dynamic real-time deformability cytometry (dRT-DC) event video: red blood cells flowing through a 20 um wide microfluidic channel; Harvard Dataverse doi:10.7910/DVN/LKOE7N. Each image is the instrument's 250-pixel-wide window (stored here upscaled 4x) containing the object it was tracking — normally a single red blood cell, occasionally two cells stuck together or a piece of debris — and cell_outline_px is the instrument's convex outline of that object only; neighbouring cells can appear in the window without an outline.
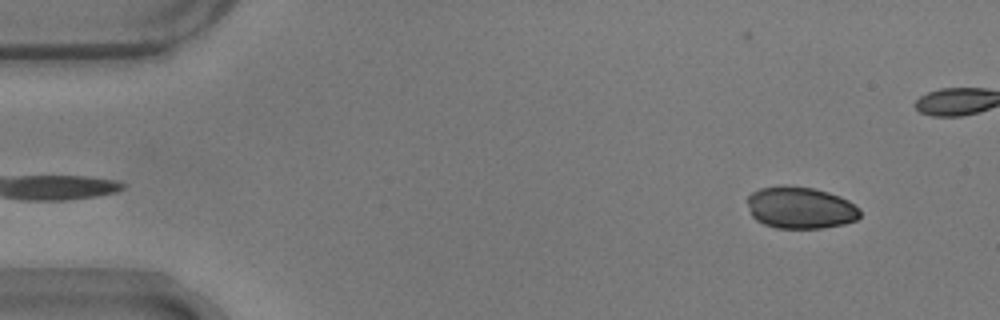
{"species": "common noctule bat (a hibernating species)", "species_latin": "Nyctalus noctula", "temperature_condition": "warm", "stored_images_in_passage": 46, "camera_frame_rate_fps": 3000, "um_per_image_px": 0.085, "animal": {"sex": "male", "body_mass_g": 17.9}, "frame": {"image": 1, "passage_image": 4, "time_ms": 1.0, "image_size_px": [1000, 320], "cell_outline_px": [[860, 216], [856, 220], [844, 224], [820, 228], [776, 228], [764, 224], [756, 220], [752, 216], [748, 204], [748, 196], [752, 192], [760, 188], [780, 184], [812, 188], [828, 192], [840, 196], [848, 200], [860, 208]], "centroid_in_image_um": [68.03, 17.65], "position_along_channel_um": 17.0, "area_um2": 27.63}}
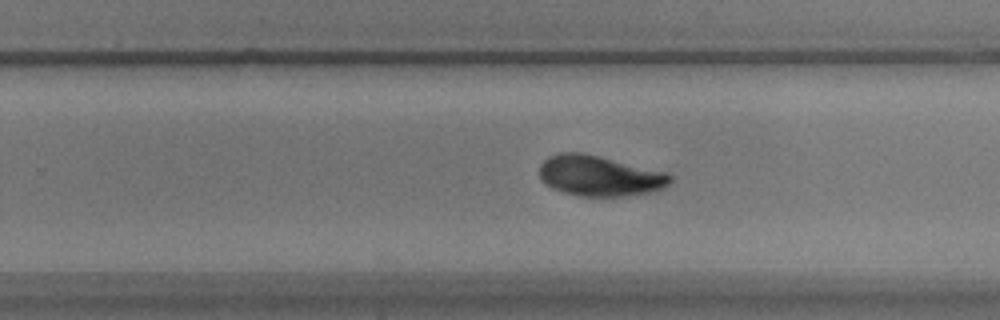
{"frame": {"image": 2, "passage_image": 33, "time_ms": 10.667, "image_size_px": [1000, 320], "cell_outline_px": [[672, 180], [664, 188], [652, 192], [624, 196], [580, 196], [564, 192], [552, 188], [544, 184], [540, 180], [540, 164], [548, 156], [560, 152], [584, 152], [668, 172], [672, 176]], "centroid_in_image_um": [50.96, 14.93], "position_along_channel_um": 278.8, "area_um2": 31.27}}
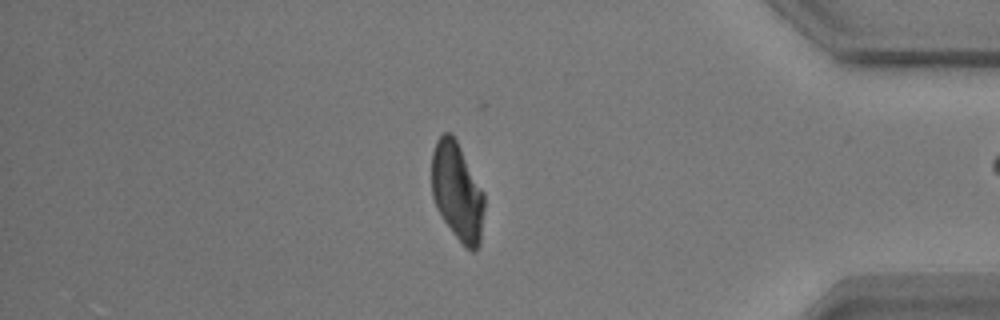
{"frame": {"image": 3, "passage_image": 45, "time_ms": 14.667, "image_size_px": [1000, 320], "cell_outline_px": [[484, 208], [480, 244], [472, 252], [464, 248], [452, 232], [436, 208], [432, 196], [432, 152], [436, 140], [444, 132], [452, 132], [484, 192]], "centroid_in_image_um": [38.86, 16.3], "position_along_channel_um": 396.3, "area_um2": 30.23}}